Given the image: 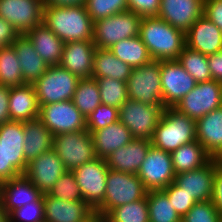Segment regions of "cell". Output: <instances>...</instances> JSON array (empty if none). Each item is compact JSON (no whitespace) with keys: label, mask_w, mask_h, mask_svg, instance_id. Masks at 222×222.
I'll list each match as a JSON object with an SVG mask.
<instances>
[{"label":"cell","mask_w":222,"mask_h":222,"mask_svg":"<svg viewBox=\"0 0 222 222\" xmlns=\"http://www.w3.org/2000/svg\"><path fill=\"white\" fill-rule=\"evenodd\" d=\"M139 37L155 61L177 60L186 45L185 33L158 17H142Z\"/></svg>","instance_id":"6da1fadb"},{"label":"cell","mask_w":222,"mask_h":222,"mask_svg":"<svg viewBox=\"0 0 222 222\" xmlns=\"http://www.w3.org/2000/svg\"><path fill=\"white\" fill-rule=\"evenodd\" d=\"M43 23L64 43L92 41L93 21L84 6H44Z\"/></svg>","instance_id":"7a4b0ae2"},{"label":"cell","mask_w":222,"mask_h":222,"mask_svg":"<svg viewBox=\"0 0 222 222\" xmlns=\"http://www.w3.org/2000/svg\"><path fill=\"white\" fill-rule=\"evenodd\" d=\"M196 140V121L173 107H165L151 138V145L173 152Z\"/></svg>","instance_id":"3957f363"},{"label":"cell","mask_w":222,"mask_h":222,"mask_svg":"<svg viewBox=\"0 0 222 222\" xmlns=\"http://www.w3.org/2000/svg\"><path fill=\"white\" fill-rule=\"evenodd\" d=\"M148 190L137 174L123 173L112 169L108 170L106 192L103 203L95 213L104 218L112 209L143 199Z\"/></svg>","instance_id":"277c9868"},{"label":"cell","mask_w":222,"mask_h":222,"mask_svg":"<svg viewBox=\"0 0 222 222\" xmlns=\"http://www.w3.org/2000/svg\"><path fill=\"white\" fill-rule=\"evenodd\" d=\"M142 17L132 11L93 22L92 41L97 48L110 49L115 43L139 35Z\"/></svg>","instance_id":"5b68a950"},{"label":"cell","mask_w":222,"mask_h":222,"mask_svg":"<svg viewBox=\"0 0 222 222\" xmlns=\"http://www.w3.org/2000/svg\"><path fill=\"white\" fill-rule=\"evenodd\" d=\"M80 78L60 65L48 66L33 84L39 106L72 100Z\"/></svg>","instance_id":"8992f818"},{"label":"cell","mask_w":222,"mask_h":222,"mask_svg":"<svg viewBox=\"0 0 222 222\" xmlns=\"http://www.w3.org/2000/svg\"><path fill=\"white\" fill-rule=\"evenodd\" d=\"M52 148L62 160L67 171H73L97 158L92 135L87 129L53 136Z\"/></svg>","instance_id":"52a82bcc"},{"label":"cell","mask_w":222,"mask_h":222,"mask_svg":"<svg viewBox=\"0 0 222 222\" xmlns=\"http://www.w3.org/2000/svg\"><path fill=\"white\" fill-rule=\"evenodd\" d=\"M164 108L163 105H148L128 98L119 108V121L134 138L151 140Z\"/></svg>","instance_id":"ba28073f"},{"label":"cell","mask_w":222,"mask_h":222,"mask_svg":"<svg viewBox=\"0 0 222 222\" xmlns=\"http://www.w3.org/2000/svg\"><path fill=\"white\" fill-rule=\"evenodd\" d=\"M128 98L148 105H163L160 61L132 68L126 81Z\"/></svg>","instance_id":"9c48e42d"},{"label":"cell","mask_w":222,"mask_h":222,"mask_svg":"<svg viewBox=\"0 0 222 222\" xmlns=\"http://www.w3.org/2000/svg\"><path fill=\"white\" fill-rule=\"evenodd\" d=\"M24 122L8 121L0 125V143L4 153V181L24 174L27 161L24 157Z\"/></svg>","instance_id":"30bf717a"},{"label":"cell","mask_w":222,"mask_h":222,"mask_svg":"<svg viewBox=\"0 0 222 222\" xmlns=\"http://www.w3.org/2000/svg\"><path fill=\"white\" fill-rule=\"evenodd\" d=\"M219 107H222V83L210 80L197 83L173 108L196 121Z\"/></svg>","instance_id":"8fae6325"},{"label":"cell","mask_w":222,"mask_h":222,"mask_svg":"<svg viewBox=\"0 0 222 222\" xmlns=\"http://www.w3.org/2000/svg\"><path fill=\"white\" fill-rule=\"evenodd\" d=\"M108 166L105 159L95 158L72 172L82 199L95 211L104 201Z\"/></svg>","instance_id":"7c38bea8"},{"label":"cell","mask_w":222,"mask_h":222,"mask_svg":"<svg viewBox=\"0 0 222 222\" xmlns=\"http://www.w3.org/2000/svg\"><path fill=\"white\" fill-rule=\"evenodd\" d=\"M39 118L53 136L86 129V118L72 100L41 105Z\"/></svg>","instance_id":"4fadbf2b"},{"label":"cell","mask_w":222,"mask_h":222,"mask_svg":"<svg viewBox=\"0 0 222 222\" xmlns=\"http://www.w3.org/2000/svg\"><path fill=\"white\" fill-rule=\"evenodd\" d=\"M137 176L148 191L163 190L175 182L171 154L151 145Z\"/></svg>","instance_id":"5bb4252c"},{"label":"cell","mask_w":222,"mask_h":222,"mask_svg":"<svg viewBox=\"0 0 222 222\" xmlns=\"http://www.w3.org/2000/svg\"><path fill=\"white\" fill-rule=\"evenodd\" d=\"M160 77L164 107H174L197 84L177 60L160 61Z\"/></svg>","instance_id":"9a60e30c"},{"label":"cell","mask_w":222,"mask_h":222,"mask_svg":"<svg viewBox=\"0 0 222 222\" xmlns=\"http://www.w3.org/2000/svg\"><path fill=\"white\" fill-rule=\"evenodd\" d=\"M43 0H0V17L12 24L20 35L43 22Z\"/></svg>","instance_id":"2e32d148"},{"label":"cell","mask_w":222,"mask_h":222,"mask_svg":"<svg viewBox=\"0 0 222 222\" xmlns=\"http://www.w3.org/2000/svg\"><path fill=\"white\" fill-rule=\"evenodd\" d=\"M66 171L62 160L51 148L37 158L30 160L23 175L44 195L48 194Z\"/></svg>","instance_id":"e0dca14e"},{"label":"cell","mask_w":222,"mask_h":222,"mask_svg":"<svg viewBox=\"0 0 222 222\" xmlns=\"http://www.w3.org/2000/svg\"><path fill=\"white\" fill-rule=\"evenodd\" d=\"M221 162V159L212 158L200 168L178 173L175 176V183L197 202L211 200L216 169Z\"/></svg>","instance_id":"ac0fdd59"},{"label":"cell","mask_w":222,"mask_h":222,"mask_svg":"<svg viewBox=\"0 0 222 222\" xmlns=\"http://www.w3.org/2000/svg\"><path fill=\"white\" fill-rule=\"evenodd\" d=\"M205 0H161L158 18L186 33L204 15Z\"/></svg>","instance_id":"d6986e66"},{"label":"cell","mask_w":222,"mask_h":222,"mask_svg":"<svg viewBox=\"0 0 222 222\" xmlns=\"http://www.w3.org/2000/svg\"><path fill=\"white\" fill-rule=\"evenodd\" d=\"M96 48L93 41L64 43L59 65L80 79L92 78L93 56Z\"/></svg>","instance_id":"ffe728a7"},{"label":"cell","mask_w":222,"mask_h":222,"mask_svg":"<svg viewBox=\"0 0 222 222\" xmlns=\"http://www.w3.org/2000/svg\"><path fill=\"white\" fill-rule=\"evenodd\" d=\"M185 39L186 46L207 56L222 50V30L205 15L188 29Z\"/></svg>","instance_id":"44dd1931"},{"label":"cell","mask_w":222,"mask_h":222,"mask_svg":"<svg viewBox=\"0 0 222 222\" xmlns=\"http://www.w3.org/2000/svg\"><path fill=\"white\" fill-rule=\"evenodd\" d=\"M44 222H86L95 211L85 201H64L43 195Z\"/></svg>","instance_id":"7402d4cb"},{"label":"cell","mask_w":222,"mask_h":222,"mask_svg":"<svg viewBox=\"0 0 222 222\" xmlns=\"http://www.w3.org/2000/svg\"><path fill=\"white\" fill-rule=\"evenodd\" d=\"M42 196L24 175L0 183V200L8 215L25 204L38 201Z\"/></svg>","instance_id":"603a6c76"},{"label":"cell","mask_w":222,"mask_h":222,"mask_svg":"<svg viewBox=\"0 0 222 222\" xmlns=\"http://www.w3.org/2000/svg\"><path fill=\"white\" fill-rule=\"evenodd\" d=\"M150 146V140L134 138L105 159L107 166L115 171L137 174Z\"/></svg>","instance_id":"cb8c5ba5"},{"label":"cell","mask_w":222,"mask_h":222,"mask_svg":"<svg viewBox=\"0 0 222 222\" xmlns=\"http://www.w3.org/2000/svg\"><path fill=\"white\" fill-rule=\"evenodd\" d=\"M196 140L212 158L222 159V107L196 120Z\"/></svg>","instance_id":"d4e9b609"},{"label":"cell","mask_w":222,"mask_h":222,"mask_svg":"<svg viewBox=\"0 0 222 222\" xmlns=\"http://www.w3.org/2000/svg\"><path fill=\"white\" fill-rule=\"evenodd\" d=\"M9 114L11 121L19 122L39 117L40 106L33 84L10 87Z\"/></svg>","instance_id":"484cf974"},{"label":"cell","mask_w":222,"mask_h":222,"mask_svg":"<svg viewBox=\"0 0 222 222\" xmlns=\"http://www.w3.org/2000/svg\"><path fill=\"white\" fill-rule=\"evenodd\" d=\"M95 154L100 159H107L115 150L130 143L134 137L130 130L119 120L91 133Z\"/></svg>","instance_id":"4316f807"},{"label":"cell","mask_w":222,"mask_h":222,"mask_svg":"<svg viewBox=\"0 0 222 222\" xmlns=\"http://www.w3.org/2000/svg\"><path fill=\"white\" fill-rule=\"evenodd\" d=\"M34 45L35 51L48 66L59 65L64 42L43 22L25 34Z\"/></svg>","instance_id":"83f0119b"},{"label":"cell","mask_w":222,"mask_h":222,"mask_svg":"<svg viewBox=\"0 0 222 222\" xmlns=\"http://www.w3.org/2000/svg\"><path fill=\"white\" fill-rule=\"evenodd\" d=\"M12 46L17 53L24 82L34 84L46 72L48 65L25 34L19 35Z\"/></svg>","instance_id":"f1b7e54d"},{"label":"cell","mask_w":222,"mask_h":222,"mask_svg":"<svg viewBox=\"0 0 222 222\" xmlns=\"http://www.w3.org/2000/svg\"><path fill=\"white\" fill-rule=\"evenodd\" d=\"M24 157L27 162L37 158L53 146V134L39 117L24 122Z\"/></svg>","instance_id":"f546056e"},{"label":"cell","mask_w":222,"mask_h":222,"mask_svg":"<svg viewBox=\"0 0 222 222\" xmlns=\"http://www.w3.org/2000/svg\"><path fill=\"white\" fill-rule=\"evenodd\" d=\"M132 68L109 49L96 48L93 56L92 78H112L126 82Z\"/></svg>","instance_id":"4dcf8cb0"},{"label":"cell","mask_w":222,"mask_h":222,"mask_svg":"<svg viewBox=\"0 0 222 222\" xmlns=\"http://www.w3.org/2000/svg\"><path fill=\"white\" fill-rule=\"evenodd\" d=\"M170 154L175 174L200 168L212 159L197 140L180 146Z\"/></svg>","instance_id":"1f68e13d"},{"label":"cell","mask_w":222,"mask_h":222,"mask_svg":"<svg viewBox=\"0 0 222 222\" xmlns=\"http://www.w3.org/2000/svg\"><path fill=\"white\" fill-rule=\"evenodd\" d=\"M109 50L131 68H138L153 61L139 35L121 40L115 43Z\"/></svg>","instance_id":"d6a6232c"},{"label":"cell","mask_w":222,"mask_h":222,"mask_svg":"<svg viewBox=\"0 0 222 222\" xmlns=\"http://www.w3.org/2000/svg\"><path fill=\"white\" fill-rule=\"evenodd\" d=\"M26 85L21 65L14 47L0 48V86L16 87Z\"/></svg>","instance_id":"836d02e7"},{"label":"cell","mask_w":222,"mask_h":222,"mask_svg":"<svg viewBox=\"0 0 222 222\" xmlns=\"http://www.w3.org/2000/svg\"><path fill=\"white\" fill-rule=\"evenodd\" d=\"M72 101L85 118L93 112L101 104V96L96 79H80Z\"/></svg>","instance_id":"e575fe53"},{"label":"cell","mask_w":222,"mask_h":222,"mask_svg":"<svg viewBox=\"0 0 222 222\" xmlns=\"http://www.w3.org/2000/svg\"><path fill=\"white\" fill-rule=\"evenodd\" d=\"M149 222H181V217L162 190L147 192Z\"/></svg>","instance_id":"d590c367"},{"label":"cell","mask_w":222,"mask_h":222,"mask_svg":"<svg viewBox=\"0 0 222 222\" xmlns=\"http://www.w3.org/2000/svg\"><path fill=\"white\" fill-rule=\"evenodd\" d=\"M177 61L197 83L212 80L207 55L185 45Z\"/></svg>","instance_id":"8d00e7d4"},{"label":"cell","mask_w":222,"mask_h":222,"mask_svg":"<svg viewBox=\"0 0 222 222\" xmlns=\"http://www.w3.org/2000/svg\"><path fill=\"white\" fill-rule=\"evenodd\" d=\"M104 222H149L147 197L112 209Z\"/></svg>","instance_id":"74e56055"},{"label":"cell","mask_w":222,"mask_h":222,"mask_svg":"<svg viewBox=\"0 0 222 222\" xmlns=\"http://www.w3.org/2000/svg\"><path fill=\"white\" fill-rule=\"evenodd\" d=\"M94 79H96L99 86L101 104L109 105L119 109L128 99V89L126 82L115 80L111 77Z\"/></svg>","instance_id":"f35d334b"},{"label":"cell","mask_w":222,"mask_h":222,"mask_svg":"<svg viewBox=\"0 0 222 222\" xmlns=\"http://www.w3.org/2000/svg\"><path fill=\"white\" fill-rule=\"evenodd\" d=\"M86 10L93 22L128 11L127 0H86Z\"/></svg>","instance_id":"ab89813d"},{"label":"cell","mask_w":222,"mask_h":222,"mask_svg":"<svg viewBox=\"0 0 222 222\" xmlns=\"http://www.w3.org/2000/svg\"><path fill=\"white\" fill-rule=\"evenodd\" d=\"M48 195L64 201H84L81 197L80 187L72 171H66L54 184Z\"/></svg>","instance_id":"60d3db41"},{"label":"cell","mask_w":222,"mask_h":222,"mask_svg":"<svg viewBox=\"0 0 222 222\" xmlns=\"http://www.w3.org/2000/svg\"><path fill=\"white\" fill-rule=\"evenodd\" d=\"M119 120V109L100 104L93 112L86 117V129L90 133L109 126Z\"/></svg>","instance_id":"b9f144b4"},{"label":"cell","mask_w":222,"mask_h":222,"mask_svg":"<svg viewBox=\"0 0 222 222\" xmlns=\"http://www.w3.org/2000/svg\"><path fill=\"white\" fill-rule=\"evenodd\" d=\"M222 216L211 200L197 202L181 222H221Z\"/></svg>","instance_id":"7bdbcfd3"},{"label":"cell","mask_w":222,"mask_h":222,"mask_svg":"<svg viewBox=\"0 0 222 222\" xmlns=\"http://www.w3.org/2000/svg\"><path fill=\"white\" fill-rule=\"evenodd\" d=\"M44 220L43 196L38 201L25 204L9 214V222H44Z\"/></svg>","instance_id":"ee69618b"},{"label":"cell","mask_w":222,"mask_h":222,"mask_svg":"<svg viewBox=\"0 0 222 222\" xmlns=\"http://www.w3.org/2000/svg\"><path fill=\"white\" fill-rule=\"evenodd\" d=\"M162 191L168 196L169 202L181 218L197 203L192 196L182 191L175 182L169 184Z\"/></svg>","instance_id":"f6af8a7d"},{"label":"cell","mask_w":222,"mask_h":222,"mask_svg":"<svg viewBox=\"0 0 222 222\" xmlns=\"http://www.w3.org/2000/svg\"><path fill=\"white\" fill-rule=\"evenodd\" d=\"M128 10L140 17H157L161 0H127Z\"/></svg>","instance_id":"bcb514c9"},{"label":"cell","mask_w":222,"mask_h":222,"mask_svg":"<svg viewBox=\"0 0 222 222\" xmlns=\"http://www.w3.org/2000/svg\"><path fill=\"white\" fill-rule=\"evenodd\" d=\"M204 15L222 30V0H205Z\"/></svg>","instance_id":"7dc6e473"},{"label":"cell","mask_w":222,"mask_h":222,"mask_svg":"<svg viewBox=\"0 0 222 222\" xmlns=\"http://www.w3.org/2000/svg\"><path fill=\"white\" fill-rule=\"evenodd\" d=\"M19 35L12 24L0 17V48L11 46Z\"/></svg>","instance_id":"c3c4849f"},{"label":"cell","mask_w":222,"mask_h":222,"mask_svg":"<svg viewBox=\"0 0 222 222\" xmlns=\"http://www.w3.org/2000/svg\"><path fill=\"white\" fill-rule=\"evenodd\" d=\"M211 201L222 216V162L217 166L216 169L213 196Z\"/></svg>","instance_id":"681fc988"},{"label":"cell","mask_w":222,"mask_h":222,"mask_svg":"<svg viewBox=\"0 0 222 222\" xmlns=\"http://www.w3.org/2000/svg\"><path fill=\"white\" fill-rule=\"evenodd\" d=\"M208 65L212 80L222 83V50L208 55Z\"/></svg>","instance_id":"f907efd6"},{"label":"cell","mask_w":222,"mask_h":222,"mask_svg":"<svg viewBox=\"0 0 222 222\" xmlns=\"http://www.w3.org/2000/svg\"><path fill=\"white\" fill-rule=\"evenodd\" d=\"M9 92L10 87L0 86V125L10 121Z\"/></svg>","instance_id":"816d5d0a"},{"label":"cell","mask_w":222,"mask_h":222,"mask_svg":"<svg viewBox=\"0 0 222 222\" xmlns=\"http://www.w3.org/2000/svg\"><path fill=\"white\" fill-rule=\"evenodd\" d=\"M44 6L70 7L84 6L86 0H43Z\"/></svg>","instance_id":"f5cc1de1"},{"label":"cell","mask_w":222,"mask_h":222,"mask_svg":"<svg viewBox=\"0 0 222 222\" xmlns=\"http://www.w3.org/2000/svg\"><path fill=\"white\" fill-rule=\"evenodd\" d=\"M4 182V153L3 144L0 143V183Z\"/></svg>","instance_id":"db71d44e"},{"label":"cell","mask_w":222,"mask_h":222,"mask_svg":"<svg viewBox=\"0 0 222 222\" xmlns=\"http://www.w3.org/2000/svg\"><path fill=\"white\" fill-rule=\"evenodd\" d=\"M0 222H9V215L7 211L3 208L1 200H0Z\"/></svg>","instance_id":"11a10c76"},{"label":"cell","mask_w":222,"mask_h":222,"mask_svg":"<svg viewBox=\"0 0 222 222\" xmlns=\"http://www.w3.org/2000/svg\"><path fill=\"white\" fill-rule=\"evenodd\" d=\"M86 222H104V219L101 218L99 215H97L96 213Z\"/></svg>","instance_id":"9f6ffc18"}]
</instances>
